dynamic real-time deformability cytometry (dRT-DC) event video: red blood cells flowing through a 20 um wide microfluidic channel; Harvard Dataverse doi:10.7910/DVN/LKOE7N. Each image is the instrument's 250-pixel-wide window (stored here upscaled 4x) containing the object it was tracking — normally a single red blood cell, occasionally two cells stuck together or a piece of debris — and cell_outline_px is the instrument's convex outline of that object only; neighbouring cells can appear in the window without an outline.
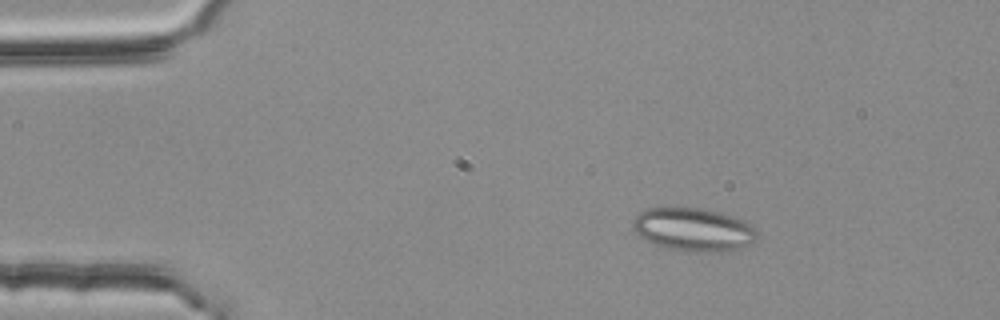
{"species": "common noctule bat (a hibernating species)", "species_latin": "Nyctalus noctula", "temperature_condition": "room temperature", "stored_images_in_passage": 46, "segment_of_instrument_passage": [1, 2], "camera_frame_rate_fps": 3000, "um_per_image_px": 0.085, "animal": {"sex": "female", "body_mass_g": 25.1}, "frame": {"image": 1, "passage_image": 1, "time_ms": 0.0, "image_size_px": [1000, 320], "cell_outline_px": [[756, 240], [740, 248], [724, 252], [704, 252], [672, 248], [656, 244], [640, 236], [632, 228], [632, 220], [640, 212], [648, 208], [704, 208], [720, 212], [744, 220], [756, 232]], "centroid_in_image_um": [58.94, 19.5], "position_along_channel_um": 26.1, "area_um2": 30.81}}